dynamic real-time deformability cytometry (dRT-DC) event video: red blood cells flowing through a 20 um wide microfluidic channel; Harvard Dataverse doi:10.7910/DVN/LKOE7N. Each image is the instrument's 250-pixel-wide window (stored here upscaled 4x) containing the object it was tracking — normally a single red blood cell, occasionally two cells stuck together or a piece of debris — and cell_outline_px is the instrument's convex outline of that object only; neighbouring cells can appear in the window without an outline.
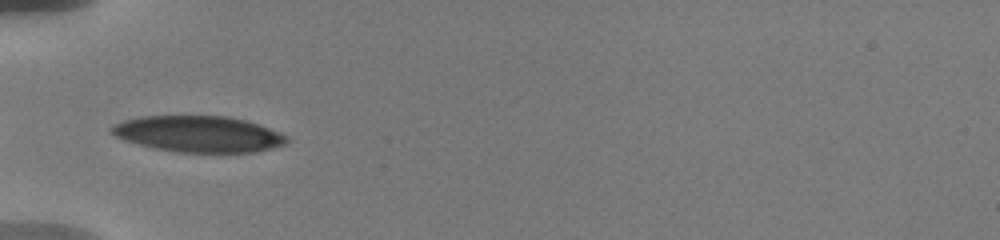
{"species": "human", "species_latin": "Homo sapiens", "temperature_condition": "warm", "stored_images_in_passage": 33, "camera_frame_rate_fps": 3000, "um_per_image_px": 0.085, "donor": {"sex": "male"}, "frame": {"image": 1, "passage_image": 1, "time_ms": 0.0, "image_size_px": [1000, 240], "cell_outline_px": [[288, 140], [284, 144], [272, 148], [256, 152], [180, 152], [156, 148], [124, 140], [116, 136], [108, 128], [112, 124], [124, 120], [140, 116], [228, 116], [260, 124], [280, 132], [288, 136]], "centroid_in_image_um": [16.88, 11.38], "position_along_channel_um": 68.1, "area_um2": 36.88}}
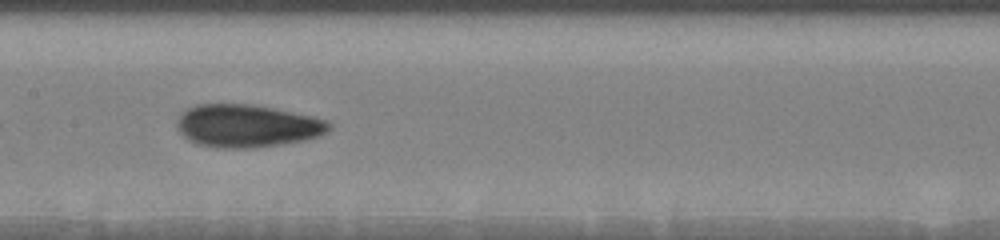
{"frame": {"image": 2, "passage_image": 10, "time_ms": 3.333, "image_size_px": [1000, 240], "cell_outline_px": [[332, 128], [328, 132], [320, 136], [304, 140], [280, 144], [248, 148], [220, 148], [196, 144], [188, 140], [176, 128], [176, 120], [180, 112], [196, 104], [252, 104], [312, 116], [328, 120], [332, 124]], "centroid_in_image_um": [20.98, 10.69], "position_along_channel_um": 186.4, "area_um2": 38.15}}
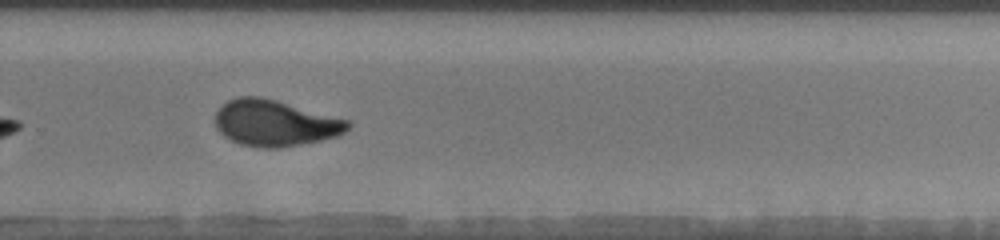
{"frame": {"image": 3, "passage_image": 19, "time_ms": 6.667, "image_size_px": [1000, 240], "cell_outline_px": [[352, 124], [344, 132], [336, 136], [320, 140], [280, 148], [260, 148], [240, 144], [224, 136], [216, 128], [216, 112], [228, 100], [240, 96], [260, 96], [276, 100], [352, 120]], "centroid_in_image_um": [23.4, 10.46], "position_along_channel_um": 306.4, "area_um2": 35.72}, "authors_computed_cell_mechanics": {"area_um2": 36.125, "velocity_mm_per_s": 3.6169, "shape_relaxation_time_tau1_ms": 5.7976, "shape_relaxation_time_tau2_ms": 1.4896, "deformation_change_tau1": 0.1728, "deformation_change_tau2": 0.0632}}